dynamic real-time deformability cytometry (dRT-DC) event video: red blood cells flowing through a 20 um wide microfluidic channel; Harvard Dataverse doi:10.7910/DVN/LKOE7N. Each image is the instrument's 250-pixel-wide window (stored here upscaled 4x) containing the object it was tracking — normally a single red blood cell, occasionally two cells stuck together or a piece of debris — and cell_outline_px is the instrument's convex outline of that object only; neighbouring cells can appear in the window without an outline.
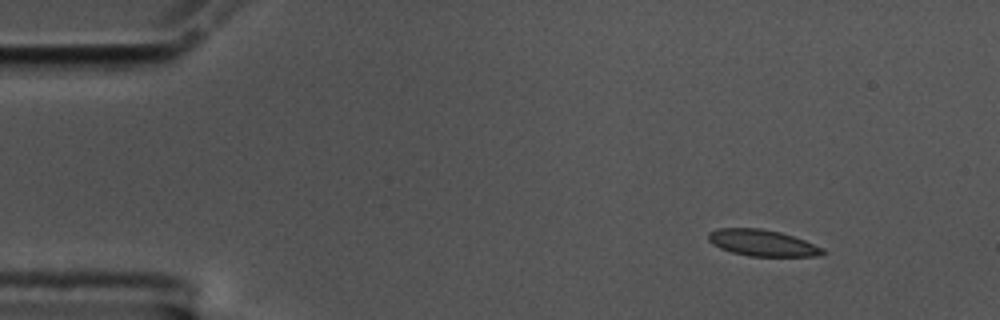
{"species": "common noctule bat (a hibernating species)", "species_latin": "Nyctalus noctula", "temperature_condition": "cold", "stored_images_in_passage": 51, "camera_frame_rate_fps": 3000, "um_per_image_px": 0.085, "animal": {"sex": "male", "body_mass_g": 17.5, "forearm_length_mm": 52.3}, "frame": {"image": 1, "passage_image": 1, "time_ms": 0.0, "image_size_px": [1000, 320], "cell_outline_px": [[828, 252], [824, 256], [748, 256], [732, 252], [720, 248], [712, 244], [708, 240], [708, 232], [720, 228], [760, 228], [780, 232], [804, 240], [824, 248]], "centroid_in_image_um": [64.83, 20.65], "position_along_channel_um": 20.2, "area_um2": 17.69}}
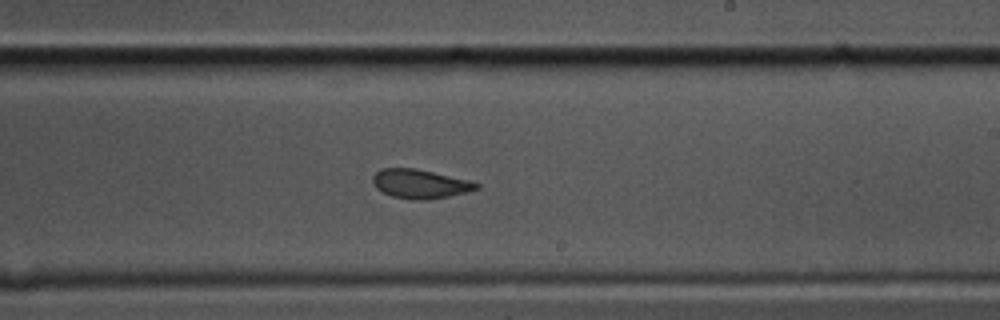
{"frame": {"image": 2, "passage_image": 28, "time_ms": 9.0, "image_size_px": [1000, 320], "cell_outline_px": [[480, 188], [468, 192], [428, 200], [416, 200], [392, 196], [376, 188], [372, 180], [372, 176], [380, 168], [416, 168], [468, 180], [480, 184]], "centroid_in_image_um": [35.7, 15.62], "position_along_channel_um": 253.3, "area_um2": 17.51}}
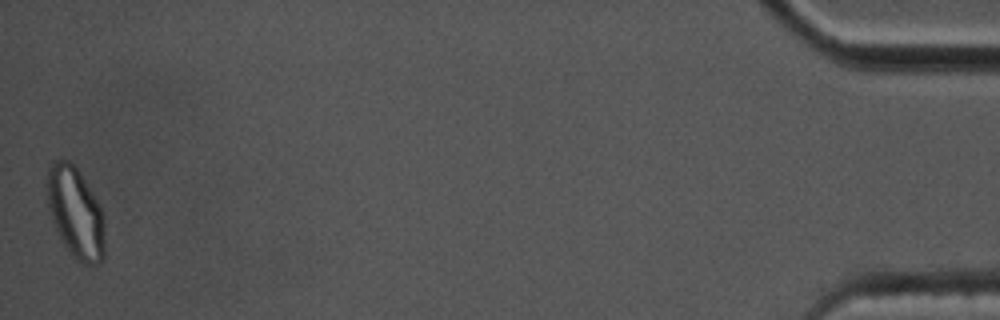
{"frame": {"image": 3, "passage_image": 51, "time_ms": 16.667, "image_size_px": [1000, 320], "cell_outline_px": [[104, 260], [100, 264], [84, 264], [76, 260], [68, 252], [60, 240], [56, 232], [48, 208], [44, 184], [48, 168], [56, 160], [68, 160], [76, 168], [92, 192], [104, 216]], "centroid_in_image_um": [6.38, 18.11], "position_along_channel_um": 428.8, "area_um2": 31.04}, "authors_computed_cell_mechanics": {"area_um2": 18.207, "velocity_mm_per_s": 3.52, "shape_relaxation_time_tau1_ms": 6.1562, "shape_relaxation_time_tau2_ms": 1.6443, "deformation_change_tau1": 0.1613, "deformation_change_tau2": 0.0607}}